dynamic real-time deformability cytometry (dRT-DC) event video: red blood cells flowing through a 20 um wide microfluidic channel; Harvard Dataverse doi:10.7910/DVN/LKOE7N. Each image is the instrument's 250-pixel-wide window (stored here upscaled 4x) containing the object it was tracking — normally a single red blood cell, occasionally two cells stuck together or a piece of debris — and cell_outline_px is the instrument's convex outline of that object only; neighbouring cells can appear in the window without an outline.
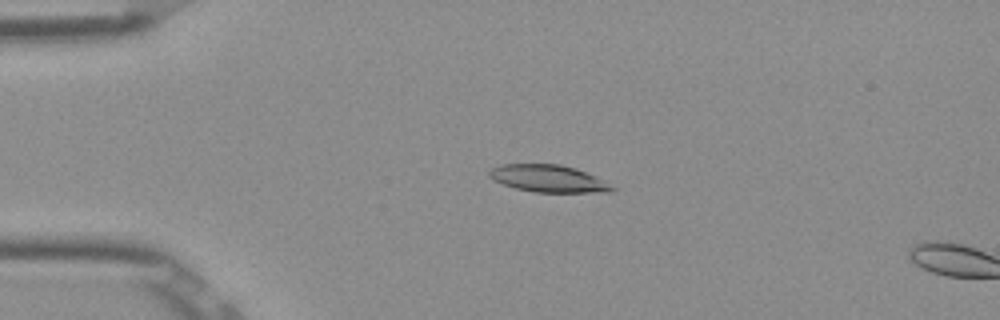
{"species": "Egyptian fruit bat (a non-hibernating species)", "species_latin": "Rousettus aegyptiacus", "temperature_condition": "room temperature", "stored_images_in_passage": 15, "camera_frame_rate_fps": 3000, "um_per_image_px": 0.085, "frame": {"image": 1, "passage_image": 13, "time_ms": 4.0, "image_size_px": [1000, 320], "cell_outline_px": [[616, 188], [608, 192], [536, 192], [516, 188], [492, 180], [488, 176], [488, 172], [492, 168], [500, 164], [560, 164], [576, 168], [596, 176], [604, 180]], "centroid_in_image_um": [46.6, 15.17], "position_along_channel_um": 38.4, "area_um2": 19.48}}